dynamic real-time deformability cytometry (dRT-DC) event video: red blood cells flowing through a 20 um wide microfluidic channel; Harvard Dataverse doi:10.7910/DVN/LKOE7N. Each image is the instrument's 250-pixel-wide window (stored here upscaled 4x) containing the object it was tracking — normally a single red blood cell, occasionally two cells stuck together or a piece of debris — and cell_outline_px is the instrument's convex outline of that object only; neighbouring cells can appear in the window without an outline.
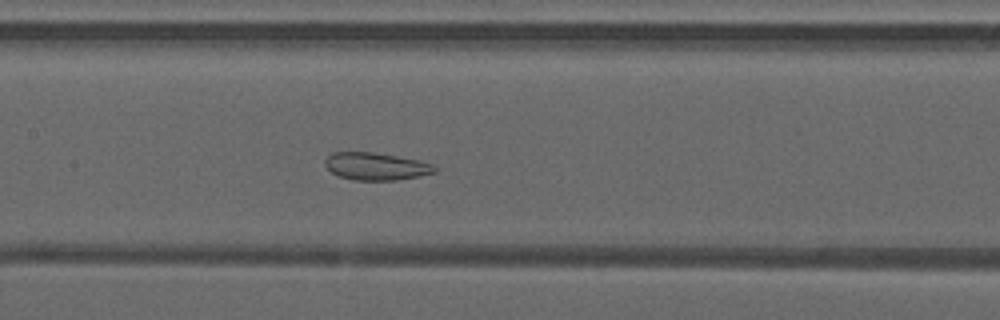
{"species": "common noctule bat (a hibernating species)", "species_latin": "Nyctalus noctula", "temperature_condition": "warm", "stored_images_in_passage": 46, "camera_frame_rate_fps": 3000, "um_per_image_px": 0.085, "animal": {"sex": "male", "forearm_length_mm": 52.5}, "frame": {"image": 1, "passage_image": 21, "time_ms": 6.667, "image_size_px": [1000, 320], "cell_outline_px": [[436, 172], [420, 176], [396, 180], [352, 180], [336, 176], [324, 164], [324, 160], [332, 152], [372, 152], [420, 160], [432, 164], [436, 168]], "centroid_in_image_um": [31.94, 14.14], "position_along_channel_um": 175.5, "area_um2": 17.63}}
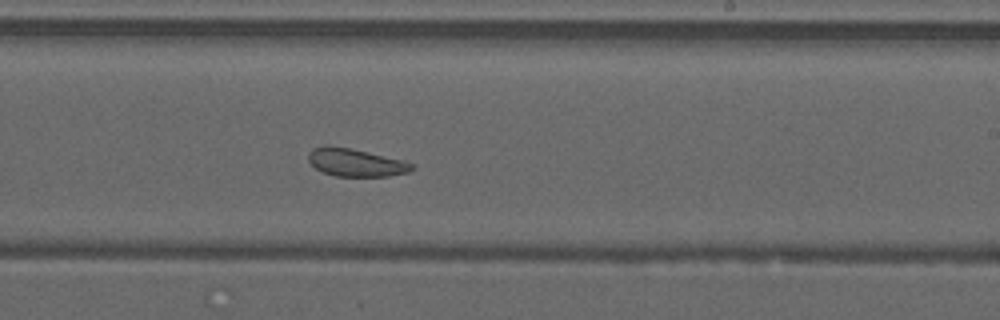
{"frame": {"image": 2, "passage_image": 27, "time_ms": 8.667, "image_size_px": [1000, 320], "cell_outline_px": [[416, 168], [408, 172], [388, 176], [336, 176], [324, 172], [316, 168], [308, 160], [308, 152], [312, 148], [324, 144], [328, 144], [352, 148], [404, 160], [412, 164]], "centroid_in_image_um": [30.22, 13.78], "position_along_channel_um": 258.8, "area_um2": 16.99}}
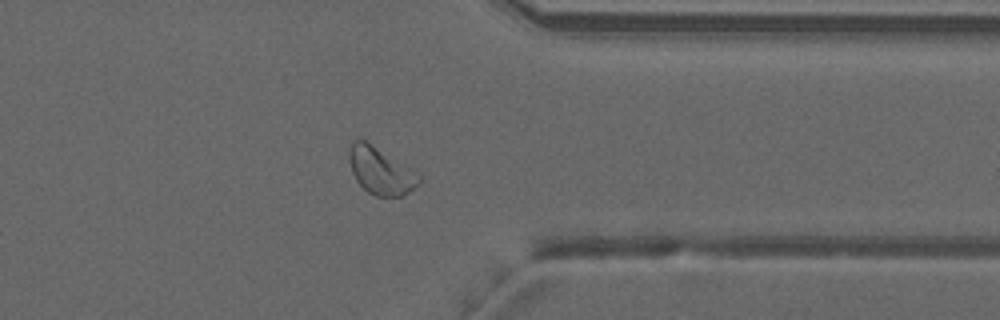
{"frame": {"image": 3, "passage_image": 36, "time_ms": 11.667, "image_size_px": [1000, 320], "cell_outline_px": [[420, 184], [404, 196], [376, 196], [368, 192], [356, 180], [352, 172], [348, 160], [348, 152], [352, 140], [356, 136], [364, 140], [420, 176]], "centroid_in_image_um": [32.29, 14.53], "position_along_channel_um": 379.1, "area_um2": 18.73}, "authors_computed_cell_mechanics": {"area_um2": 21.2415, "velocity_mm_per_s": 4.2069, "shape_relaxation_time_tau1_ms": null, "shape_relaxation_time_tau2_ms": 1.6451, "deformation_change_tau1": null, "deformation_change_tau2": 0.0841}}